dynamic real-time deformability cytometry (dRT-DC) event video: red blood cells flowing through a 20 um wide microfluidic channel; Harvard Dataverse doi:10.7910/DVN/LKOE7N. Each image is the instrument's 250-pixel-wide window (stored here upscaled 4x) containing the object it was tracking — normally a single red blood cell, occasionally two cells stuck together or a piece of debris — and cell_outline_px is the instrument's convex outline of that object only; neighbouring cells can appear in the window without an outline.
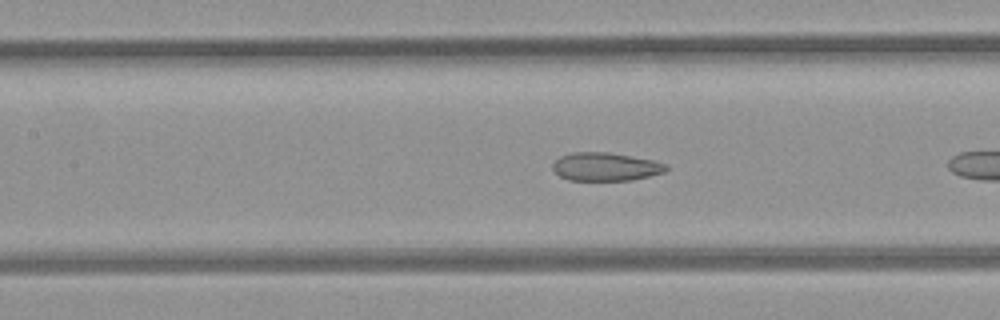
{"species": "common noctule bat (a hibernating species)", "species_latin": "Nyctalus noctula", "temperature_condition": "room temperature", "stored_images_in_passage": 9, "camera_frame_rate_fps": 3000, "um_per_image_px": 0.085, "animal": {"sex": "female", "body_mass_g": 21.9}, "frame": {"image": 1, "passage_image": 8, "time_ms": 2.333, "image_size_px": [1000, 320], "cell_outline_px": [[668, 168], [664, 172], [632, 180], [568, 180], [560, 176], [552, 168], [552, 164], [560, 156], [572, 152], [608, 152], [656, 160], [668, 164]], "centroid_in_image_um": [51.49, 14.16], "position_along_channel_um": 155.9, "area_um2": 18.79}}